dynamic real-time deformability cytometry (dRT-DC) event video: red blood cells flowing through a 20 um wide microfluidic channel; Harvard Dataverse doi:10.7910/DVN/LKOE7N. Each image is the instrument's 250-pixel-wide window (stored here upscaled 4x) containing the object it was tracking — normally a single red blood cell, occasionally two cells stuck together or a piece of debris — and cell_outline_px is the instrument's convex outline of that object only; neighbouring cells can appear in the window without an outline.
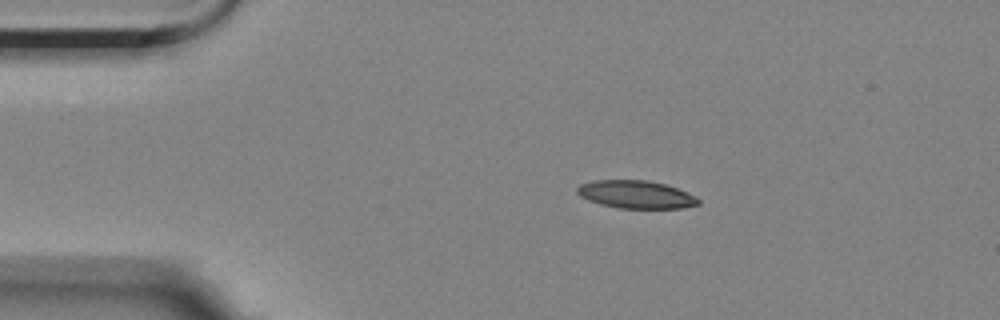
{"species": "Egyptian fruit bat (a non-hibernating species)", "species_latin": "Rousettus aegyptiacus", "temperature_condition": "room temperature", "stored_images_in_passage": 7, "camera_frame_rate_fps": 3000, "um_per_image_px": 0.085, "animal": {"sex": "female"}, "frame": {"image": 1, "passage_image": 1, "time_ms": 0.0, "image_size_px": [1000, 320], "cell_outline_px": [[700, 204], [684, 208], [620, 208], [600, 204], [588, 200], [580, 196], [576, 192], [576, 188], [580, 184], [592, 180], [648, 180], [664, 184], [676, 188], [696, 196], [700, 200]], "centroid_in_image_um": [54.04, 16.53], "position_along_channel_um": 31.0, "area_um2": 19.71}}
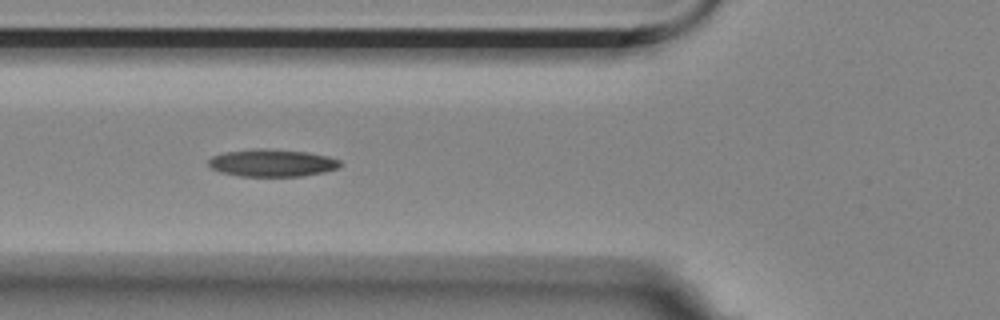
{"frame": {"image": 2, "passage_image": 4, "time_ms": 3.333, "image_size_px": [1000, 320], "cell_outline_px": [[340, 168], [324, 172], [300, 176], [240, 176], [220, 172], [212, 168], [208, 164], [208, 160], [212, 156], [224, 152], [252, 148], [264, 148], [308, 152], [328, 156], [340, 160]], "centroid_in_image_um": [23.12, 13.84], "position_along_channel_um": 102.7, "area_um2": 21.15}}
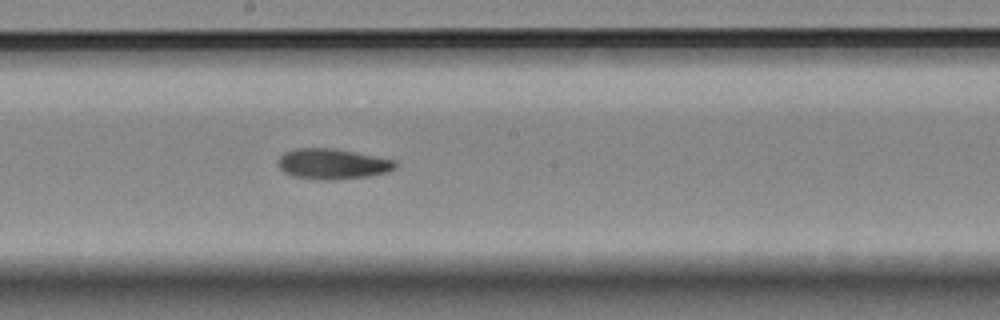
{"frame": {"image": 3, "passage_image": 7, "time_ms": 6.667, "image_size_px": [1000, 320], "cell_outline_px": [[396, 168], [388, 172], [372, 176], [336, 180], [324, 180], [292, 176], [284, 172], [276, 164], [280, 156], [284, 152], [296, 148], [336, 148], [396, 160]], "centroid_in_image_um": [28.28, 13.93], "position_along_channel_um": 219.9, "area_um2": 21.15}}